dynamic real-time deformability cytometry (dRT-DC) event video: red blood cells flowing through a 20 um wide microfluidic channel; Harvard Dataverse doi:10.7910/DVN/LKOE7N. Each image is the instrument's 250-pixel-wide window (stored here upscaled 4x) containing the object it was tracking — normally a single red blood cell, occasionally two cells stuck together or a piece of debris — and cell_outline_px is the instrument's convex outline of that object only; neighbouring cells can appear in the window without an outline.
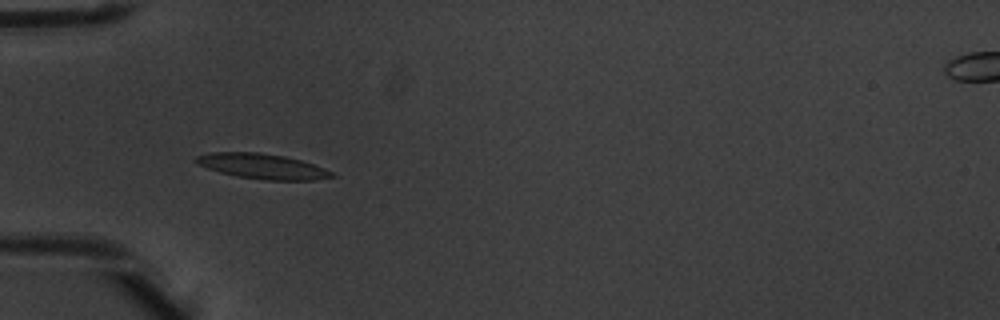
{"species": "common noctule bat (a hibernating species)", "species_latin": "Nyctalus noctula", "temperature_condition": "warm", "stored_images_in_passage": 3, "camera_frame_rate_fps": 3000, "um_per_image_px": 0.085, "animal": {"sex": "male", "body_mass_g": 20.1, "forearm_length_mm": 53.5}, "frame": {"image": 1, "passage_image": 2, "time_ms": 0.333, "image_size_px": [1000, 320], "cell_outline_px": [[336, 176], [312, 180], [264, 180], [236, 176], [220, 172], [196, 164], [192, 160], [196, 156], [208, 152], [260, 152], [284, 156], [300, 160], [324, 168], [332, 172]], "centroid_in_image_um": [22.23, 14.12], "position_along_channel_um": 62.8, "area_um2": 19.94}}